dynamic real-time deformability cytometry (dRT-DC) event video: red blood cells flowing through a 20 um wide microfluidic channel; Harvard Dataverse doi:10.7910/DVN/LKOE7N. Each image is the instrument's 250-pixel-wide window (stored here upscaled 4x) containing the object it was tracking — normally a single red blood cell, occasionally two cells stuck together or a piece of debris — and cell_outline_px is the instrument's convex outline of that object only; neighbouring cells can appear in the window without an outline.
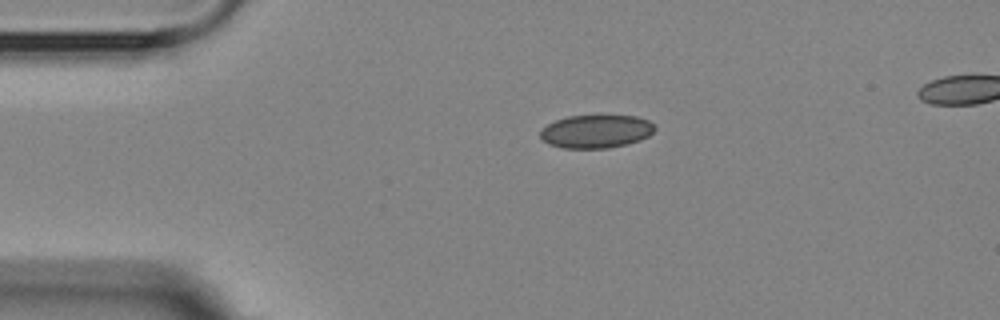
{"species": "Egyptian fruit bat (a non-hibernating species)", "species_latin": "Rousettus aegyptiacus", "temperature_condition": "room temperature", "stored_images_in_passage": 4, "camera_frame_rate_fps": 3000, "um_per_image_px": 0.085, "animal": {"sex": "female"}, "frame": {"image": 1, "passage_image": 1, "time_ms": 0.0, "image_size_px": [1000, 320], "cell_outline_px": [[656, 128], [648, 136], [640, 140], [628, 144], [608, 148], [564, 148], [548, 144], [540, 136], [540, 132], [548, 124], [556, 120], [568, 116], [636, 116], [648, 120]], "centroid_in_image_um": [50.68, 11.18], "position_along_channel_um": 34.3, "area_um2": 21.96}}